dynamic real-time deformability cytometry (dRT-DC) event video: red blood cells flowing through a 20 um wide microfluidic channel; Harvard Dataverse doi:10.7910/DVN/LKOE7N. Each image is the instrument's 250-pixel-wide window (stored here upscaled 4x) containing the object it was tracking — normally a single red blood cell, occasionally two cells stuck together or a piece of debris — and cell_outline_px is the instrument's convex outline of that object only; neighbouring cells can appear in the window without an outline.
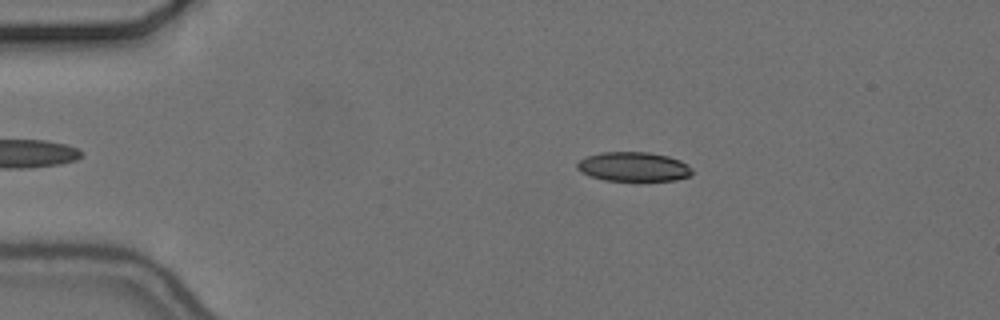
{"species": "common noctule bat (a hibernating species)", "species_latin": "Nyctalus noctula", "temperature_condition": "cold", "stored_images_in_passage": 42, "camera_frame_rate_fps": 3000, "um_per_image_px": 0.085, "animal": {"sex": "female", "body_mass_g": 24.6, "forearm_length_mm": 56.2}, "frame": {"image": 1, "passage_image": 5, "time_ms": 1.333, "image_size_px": [1000, 320], "cell_outline_px": [[692, 172], [688, 176], [676, 180], [604, 180], [588, 176], [580, 172], [576, 168], [576, 164], [580, 160], [588, 156], [600, 152], [648, 152], [668, 156], [680, 160], [688, 164], [692, 168]], "centroid_in_image_um": [53.82, 14.16], "position_along_channel_um": 31.2, "area_um2": 19.65}}
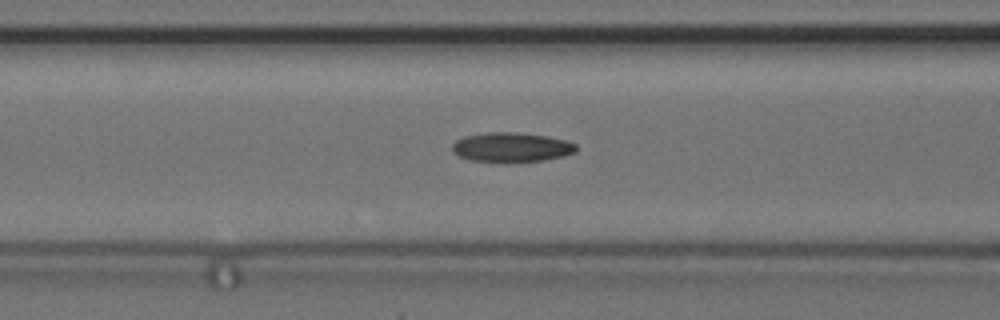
{"frame": {"image": 2, "passage_image": 17, "time_ms": 5.333, "image_size_px": [1000, 320], "cell_outline_px": [[576, 152], [564, 156], [544, 160], [504, 164], [472, 160], [460, 156], [452, 152], [452, 144], [456, 140], [464, 136], [488, 132], [516, 132], [548, 136], [564, 140], [576, 144]], "centroid_in_image_um": [43.46, 12.54], "position_along_channel_um": 123.1, "area_um2": 21.79}}
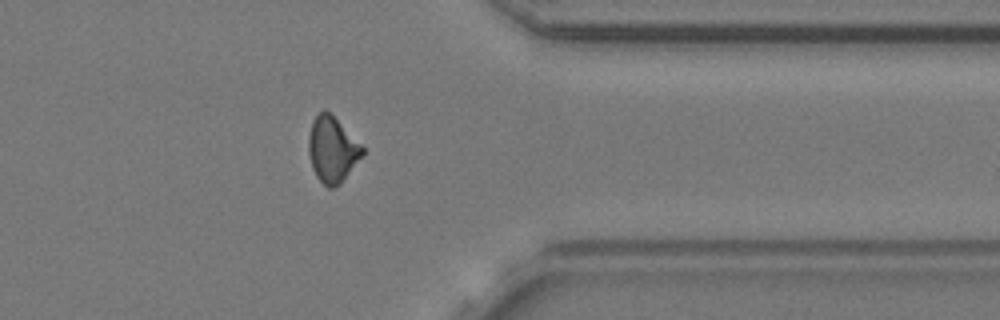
{"frame": {"image": 3, "passage_image": 39, "time_ms": 12.667, "image_size_px": [1000, 320], "cell_outline_px": [[364, 156], [340, 184], [336, 188], [328, 188], [316, 176], [312, 168], [308, 152], [308, 136], [312, 120], [324, 108], [364, 148]], "centroid_in_image_um": [28.23, 12.76], "position_along_channel_um": 383.2, "area_um2": 20.52}, "authors_computed_cell_mechanics": {"area_um2": 20.6635, "velocity_mm_per_s": 3.6835, "shape_relaxation_time_tau1_ms": 7.2198, "shape_relaxation_time_tau2_ms": 1.9887, "deformation_change_tau1": 0.1736, "deformation_change_tau2": 0.0782}}